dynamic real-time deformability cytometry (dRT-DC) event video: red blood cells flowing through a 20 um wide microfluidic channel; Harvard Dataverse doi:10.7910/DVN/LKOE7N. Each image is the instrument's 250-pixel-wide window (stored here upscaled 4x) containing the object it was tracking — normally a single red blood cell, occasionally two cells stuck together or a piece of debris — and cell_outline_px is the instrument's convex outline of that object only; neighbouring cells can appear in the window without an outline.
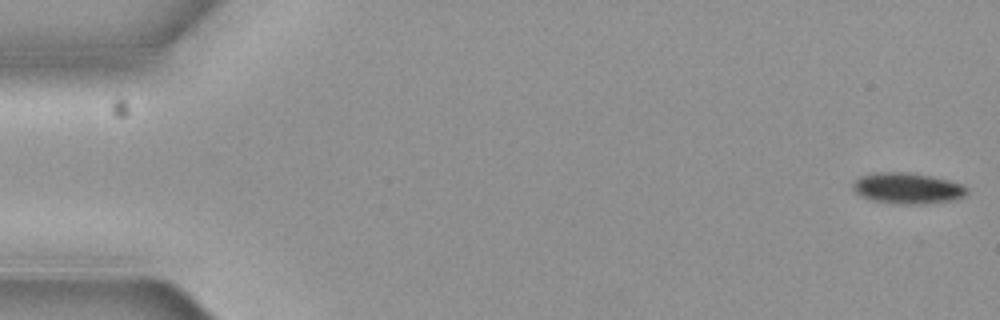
{"species": "common noctule bat (a hibernating species)", "species_latin": "Nyctalus noctula", "temperature_condition": "cold", "stored_images_in_passage": 6, "camera_frame_rate_fps": 3000, "um_per_image_px": 0.085, "animal": {"sex": "female", "body_mass_g": 19.3, "forearm_length_mm": 54.1}, "frame": {"image": 1, "passage_image": 1, "time_ms": 0.0, "image_size_px": [1000, 320], "cell_outline_px": [[964, 196], [948, 200], [924, 204], [892, 204], [872, 200], [860, 196], [852, 188], [852, 184], [860, 176], [872, 172], [908, 172], [948, 180], [960, 184], [964, 188]], "centroid_in_image_um": [77.02, 16.0], "position_along_channel_um": 8.0, "area_um2": 20.29}}
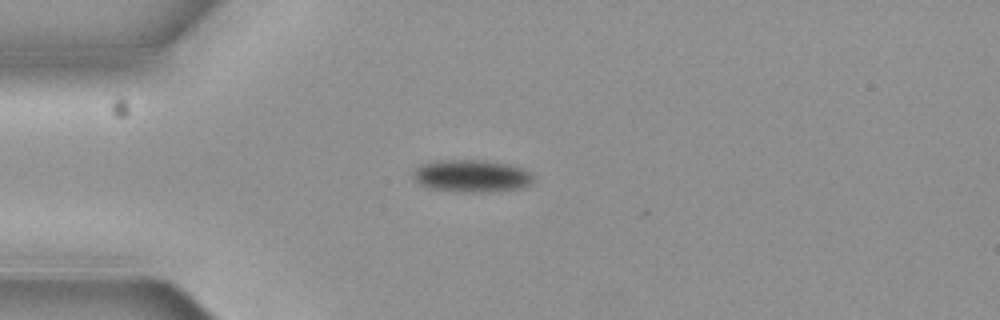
{"frame": {"image": 2, "passage_image": 5, "time_ms": 1.333, "image_size_px": [1000, 320], "cell_outline_px": [[532, 180], [524, 188], [488, 192], [460, 192], [428, 188], [412, 180], [412, 168], [420, 164], [436, 160], [484, 160], [508, 164], [524, 168], [532, 176]], "centroid_in_image_um": [40.0, 14.95], "position_along_channel_um": 45.0, "area_um2": 23.06}}